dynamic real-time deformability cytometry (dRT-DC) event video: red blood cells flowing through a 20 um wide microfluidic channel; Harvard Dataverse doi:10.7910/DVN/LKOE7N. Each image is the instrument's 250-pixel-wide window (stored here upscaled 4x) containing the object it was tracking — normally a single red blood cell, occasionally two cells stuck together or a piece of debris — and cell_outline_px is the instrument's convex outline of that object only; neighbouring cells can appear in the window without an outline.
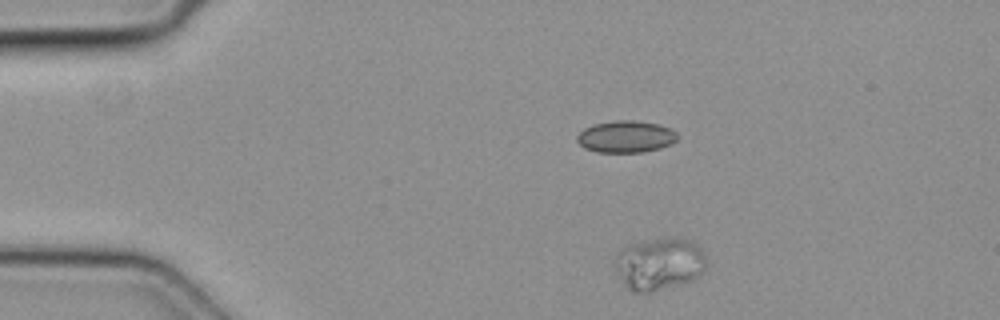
{"species": "common noctule bat (a hibernating species)", "species_latin": "Nyctalus noctula", "temperature_condition": "cold", "stored_images_in_passage": 43, "segment_of_instrument_passage": [1, 2], "camera_frame_rate_fps": 3000, "um_per_image_px": 0.085, "animal": {"sex": "female", "body_mass_g": 19.3, "forearm_length_mm": 54.1}, "frame": {"image": 1, "passage_image": 1, "time_ms": 0.0, "image_size_px": [1000, 320], "cell_outline_px": [[708, 264], [704, 272], [696, 280], [648, 292], [632, 292], [616, 276], [612, 264], [616, 252], [624, 244], [648, 240], [676, 236], [692, 240], [700, 244], [704, 252]], "centroid_in_image_um": [56.03, 22.39], "position_along_channel_um": 29.0, "area_um2": 29.25}}